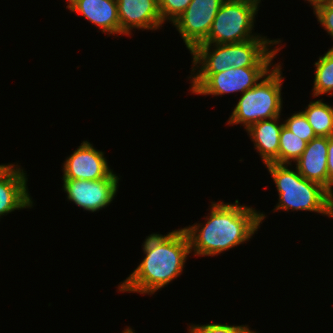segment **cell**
<instances>
[{
    "instance_id": "obj_8",
    "label": "cell",
    "mask_w": 333,
    "mask_h": 333,
    "mask_svg": "<svg viewBox=\"0 0 333 333\" xmlns=\"http://www.w3.org/2000/svg\"><path fill=\"white\" fill-rule=\"evenodd\" d=\"M225 0H192L187 9L172 23L191 52L211 30L214 18Z\"/></svg>"
},
{
    "instance_id": "obj_19",
    "label": "cell",
    "mask_w": 333,
    "mask_h": 333,
    "mask_svg": "<svg viewBox=\"0 0 333 333\" xmlns=\"http://www.w3.org/2000/svg\"><path fill=\"white\" fill-rule=\"evenodd\" d=\"M307 146V142L283 126L279 139L278 164L295 163Z\"/></svg>"
},
{
    "instance_id": "obj_26",
    "label": "cell",
    "mask_w": 333,
    "mask_h": 333,
    "mask_svg": "<svg viewBox=\"0 0 333 333\" xmlns=\"http://www.w3.org/2000/svg\"><path fill=\"white\" fill-rule=\"evenodd\" d=\"M227 1H237V2H247L250 4L255 5L256 7H260L261 0H227Z\"/></svg>"
},
{
    "instance_id": "obj_17",
    "label": "cell",
    "mask_w": 333,
    "mask_h": 333,
    "mask_svg": "<svg viewBox=\"0 0 333 333\" xmlns=\"http://www.w3.org/2000/svg\"><path fill=\"white\" fill-rule=\"evenodd\" d=\"M302 112L316 136L330 137L333 135V106L318 99L310 101Z\"/></svg>"
},
{
    "instance_id": "obj_27",
    "label": "cell",
    "mask_w": 333,
    "mask_h": 333,
    "mask_svg": "<svg viewBox=\"0 0 333 333\" xmlns=\"http://www.w3.org/2000/svg\"><path fill=\"white\" fill-rule=\"evenodd\" d=\"M121 333H135V330L129 326L124 328V330Z\"/></svg>"
},
{
    "instance_id": "obj_10",
    "label": "cell",
    "mask_w": 333,
    "mask_h": 333,
    "mask_svg": "<svg viewBox=\"0 0 333 333\" xmlns=\"http://www.w3.org/2000/svg\"><path fill=\"white\" fill-rule=\"evenodd\" d=\"M25 172L18 163L0 164V218L15 210L34 207Z\"/></svg>"
},
{
    "instance_id": "obj_7",
    "label": "cell",
    "mask_w": 333,
    "mask_h": 333,
    "mask_svg": "<svg viewBox=\"0 0 333 333\" xmlns=\"http://www.w3.org/2000/svg\"><path fill=\"white\" fill-rule=\"evenodd\" d=\"M119 180L114 172L100 180L62 179L63 190L67 200L73 202L83 211L97 212L105 209L117 196Z\"/></svg>"
},
{
    "instance_id": "obj_12",
    "label": "cell",
    "mask_w": 333,
    "mask_h": 333,
    "mask_svg": "<svg viewBox=\"0 0 333 333\" xmlns=\"http://www.w3.org/2000/svg\"><path fill=\"white\" fill-rule=\"evenodd\" d=\"M281 41V39L270 40L267 37H256L240 43H231V67L276 66L277 64L272 61L281 50Z\"/></svg>"
},
{
    "instance_id": "obj_4",
    "label": "cell",
    "mask_w": 333,
    "mask_h": 333,
    "mask_svg": "<svg viewBox=\"0 0 333 333\" xmlns=\"http://www.w3.org/2000/svg\"><path fill=\"white\" fill-rule=\"evenodd\" d=\"M281 66L277 63L254 87L240 96L226 124H241L247 130L254 123L281 116L284 79Z\"/></svg>"
},
{
    "instance_id": "obj_14",
    "label": "cell",
    "mask_w": 333,
    "mask_h": 333,
    "mask_svg": "<svg viewBox=\"0 0 333 333\" xmlns=\"http://www.w3.org/2000/svg\"><path fill=\"white\" fill-rule=\"evenodd\" d=\"M280 117L259 121L246 130L264 165L278 164L279 139L284 126V122L280 123Z\"/></svg>"
},
{
    "instance_id": "obj_2",
    "label": "cell",
    "mask_w": 333,
    "mask_h": 333,
    "mask_svg": "<svg viewBox=\"0 0 333 333\" xmlns=\"http://www.w3.org/2000/svg\"><path fill=\"white\" fill-rule=\"evenodd\" d=\"M144 259L118 285V292L155 294L183 274L191 254L188 237L183 228L166 235L152 233L142 243Z\"/></svg>"
},
{
    "instance_id": "obj_24",
    "label": "cell",
    "mask_w": 333,
    "mask_h": 333,
    "mask_svg": "<svg viewBox=\"0 0 333 333\" xmlns=\"http://www.w3.org/2000/svg\"><path fill=\"white\" fill-rule=\"evenodd\" d=\"M327 190L333 195V135L328 137Z\"/></svg>"
},
{
    "instance_id": "obj_1",
    "label": "cell",
    "mask_w": 333,
    "mask_h": 333,
    "mask_svg": "<svg viewBox=\"0 0 333 333\" xmlns=\"http://www.w3.org/2000/svg\"><path fill=\"white\" fill-rule=\"evenodd\" d=\"M208 207L210 213L204 219L206 222L183 228L193 256L213 257L244 244L266 218L264 212L241 205L238 199L233 204L213 201Z\"/></svg>"
},
{
    "instance_id": "obj_20",
    "label": "cell",
    "mask_w": 333,
    "mask_h": 333,
    "mask_svg": "<svg viewBox=\"0 0 333 333\" xmlns=\"http://www.w3.org/2000/svg\"><path fill=\"white\" fill-rule=\"evenodd\" d=\"M283 122L285 127L307 143L317 137L304 113L300 110L287 117Z\"/></svg>"
},
{
    "instance_id": "obj_6",
    "label": "cell",
    "mask_w": 333,
    "mask_h": 333,
    "mask_svg": "<svg viewBox=\"0 0 333 333\" xmlns=\"http://www.w3.org/2000/svg\"><path fill=\"white\" fill-rule=\"evenodd\" d=\"M273 67H230L214 74H191L190 92L196 95L222 96L254 87Z\"/></svg>"
},
{
    "instance_id": "obj_22",
    "label": "cell",
    "mask_w": 333,
    "mask_h": 333,
    "mask_svg": "<svg viewBox=\"0 0 333 333\" xmlns=\"http://www.w3.org/2000/svg\"><path fill=\"white\" fill-rule=\"evenodd\" d=\"M192 0H158L162 21L172 24L186 9Z\"/></svg>"
},
{
    "instance_id": "obj_28",
    "label": "cell",
    "mask_w": 333,
    "mask_h": 333,
    "mask_svg": "<svg viewBox=\"0 0 333 333\" xmlns=\"http://www.w3.org/2000/svg\"><path fill=\"white\" fill-rule=\"evenodd\" d=\"M326 4H327L329 7L333 8V0H327V1H326Z\"/></svg>"
},
{
    "instance_id": "obj_21",
    "label": "cell",
    "mask_w": 333,
    "mask_h": 333,
    "mask_svg": "<svg viewBox=\"0 0 333 333\" xmlns=\"http://www.w3.org/2000/svg\"><path fill=\"white\" fill-rule=\"evenodd\" d=\"M188 333H258L251 330L249 325H229L221 323L191 324Z\"/></svg>"
},
{
    "instance_id": "obj_25",
    "label": "cell",
    "mask_w": 333,
    "mask_h": 333,
    "mask_svg": "<svg viewBox=\"0 0 333 333\" xmlns=\"http://www.w3.org/2000/svg\"><path fill=\"white\" fill-rule=\"evenodd\" d=\"M305 1L310 3L314 11L318 6L325 4L327 0H305Z\"/></svg>"
},
{
    "instance_id": "obj_11",
    "label": "cell",
    "mask_w": 333,
    "mask_h": 333,
    "mask_svg": "<svg viewBox=\"0 0 333 333\" xmlns=\"http://www.w3.org/2000/svg\"><path fill=\"white\" fill-rule=\"evenodd\" d=\"M120 35L131 37L133 29L159 30L165 24L158 0H117Z\"/></svg>"
},
{
    "instance_id": "obj_23",
    "label": "cell",
    "mask_w": 333,
    "mask_h": 333,
    "mask_svg": "<svg viewBox=\"0 0 333 333\" xmlns=\"http://www.w3.org/2000/svg\"><path fill=\"white\" fill-rule=\"evenodd\" d=\"M314 15L318 19V23L322 25L323 29L333 39V8L329 7L326 3L318 6L314 11ZM333 49V46L331 47Z\"/></svg>"
},
{
    "instance_id": "obj_18",
    "label": "cell",
    "mask_w": 333,
    "mask_h": 333,
    "mask_svg": "<svg viewBox=\"0 0 333 333\" xmlns=\"http://www.w3.org/2000/svg\"><path fill=\"white\" fill-rule=\"evenodd\" d=\"M314 66L312 97L316 98L324 94L333 96V49H328L326 53L319 57Z\"/></svg>"
},
{
    "instance_id": "obj_16",
    "label": "cell",
    "mask_w": 333,
    "mask_h": 333,
    "mask_svg": "<svg viewBox=\"0 0 333 333\" xmlns=\"http://www.w3.org/2000/svg\"><path fill=\"white\" fill-rule=\"evenodd\" d=\"M190 54L192 55L190 74H214L231 67V43L198 44Z\"/></svg>"
},
{
    "instance_id": "obj_3",
    "label": "cell",
    "mask_w": 333,
    "mask_h": 333,
    "mask_svg": "<svg viewBox=\"0 0 333 333\" xmlns=\"http://www.w3.org/2000/svg\"><path fill=\"white\" fill-rule=\"evenodd\" d=\"M265 167L279 196L273 212L309 211L333 218V195L325 187L302 177L291 164L269 163Z\"/></svg>"
},
{
    "instance_id": "obj_5",
    "label": "cell",
    "mask_w": 333,
    "mask_h": 333,
    "mask_svg": "<svg viewBox=\"0 0 333 333\" xmlns=\"http://www.w3.org/2000/svg\"><path fill=\"white\" fill-rule=\"evenodd\" d=\"M258 11L259 8L253 4L225 0L214 18L208 37L200 44L240 43L266 37L252 31Z\"/></svg>"
},
{
    "instance_id": "obj_9",
    "label": "cell",
    "mask_w": 333,
    "mask_h": 333,
    "mask_svg": "<svg viewBox=\"0 0 333 333\" xmlns=\"http://www.w3.org/2000/svg\"><path fill=\"white\" fill-rule=\"evenodd\" d=\"M103 151L94 148L89 141H83L64 161L61 179L100 180L109 177L110 169Z\"/></svg>"
},
{
    "instance_id": "obj_15",
    "label": "cell",
    "mask_w": 333,
    "mask_h": 333,
    "mask_svg": "<svg viewBox=\"0 0 333 333\" xmlns=\"http://www.w3.org/2000/svg\"><path fill=\"white\" fill-rule=\"evenodd\" d=\"M327 149L328 137L317 136L307 146L295 162L302 177L321 184L327 189Z\"/></svg>"
},
{
    "instance_id": "obj_13",
    "label": "cell",
    "mask_w": 333,
    "mask_h": 333,
    "mask_svg": "<svg viewBox=\"0 0 333 333\" xmlns=\"http://www.w3.org/2000/svg\"><path fill=\"white\" fill-rule=\"evenodd\" d=\"M66 8L80 14L102 33L120 36L117 0H69Z\"/></svg>"
}]
</instances>
